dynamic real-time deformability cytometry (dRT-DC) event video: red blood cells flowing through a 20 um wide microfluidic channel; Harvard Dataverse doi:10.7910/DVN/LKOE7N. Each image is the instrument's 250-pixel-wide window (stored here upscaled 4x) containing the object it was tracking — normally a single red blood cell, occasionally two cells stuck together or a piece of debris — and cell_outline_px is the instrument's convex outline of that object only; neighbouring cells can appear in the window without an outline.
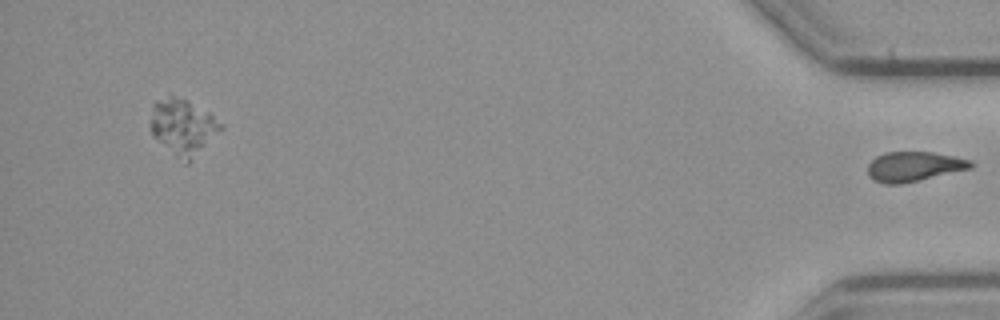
{"species": "common noctule bat (a hibernating species)", "species_latin": "Nyctalus noctula", "temperature_condition": "cold", "stored_images_in_passage": 40, "segment_of_instrument_passage": [2, 2], "camera_frame_rate_fps": 3000, "um_per_image_px": 0.085, "animal": {"sex": "male", "body_mass_g": 23.1, "forearm_length_mm": 52.7}, "frame": {"image": 1, "passage_image": 40, "time_ms": 13.0, "image_size_px": [1000, 320], "cell_outline_px": [[972, 168], [900, 184], [884, 184], [872, 180], [868, 176], [868, 164], [876, 156], [884, 152], [932, 152], [972, 160]], "centroid_in_image_um": [77.64, 14.15], "position_along_channel_um": 357.6, "area_um2": 17.8}}